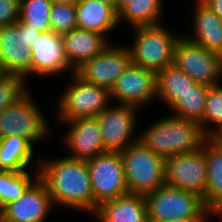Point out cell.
I'll return each instance as SVG.
<instances>
[{
  "instance_id": "1",
  "label": "cell",
  "mask_w": 222,
  "mask_h": 222,
  "mask_svg": "<svg viewBox=\"0 0 222 222\" xmlns=\"http://www.w3.org/2000/svg\"><path fill=\"white\" fill-rule=\"evenodd\" d=\"M38 177L46 185L55 207L94 214V196L86 160L60 157L39 159Z\"/></svg>"
},
{
  "instance_id": "2",
  "label": "cell",
  "mask_w": 222,
  "mask_h": 222,
  "mask_svg": "<svg viewBox=\"0 0 222 222\" xmlns=\"http://www.w3.org/2000/svg\"><path fill=\"white\" fill-rule=\"evenodd\" d=\"M208 138L199 123L172 114L152 122L138 140L166 160L200 149Z\"/></svg>"
},
{
  "instance_id": "3",
  "label": "cell",
  "mask_w": 222,
  "mask_h": 222,
  "mask_svg": "<svg viewBox=\"0 0 222 222\" xmlns=\"http://www.w3.org/2000/svg\"><path fill=\"white\" fill-rule=\"evenodd\" d=\"M169 29L163 23L133 28L134 41L127 46L131 62L156 74L173 64L175 46L182 35Z\"/></svg>"
},
{
  "instance_id": "4",
  "label": "cell",
  "mask_w": 222,
  "mask_h": 222,
  "mask_svg": "<svg viewBox=\"0 0 222 222\" xmlns=\"http://www.w3.org/2000/svg\"><path fill=\"white\" fill-rule=\"evenodd\" d=\"M128 193L147 195L165 185V160L139 140L121 152Z\"/></svg>"
},
{
  "instance_id": "5",
  "label": "cell",
  "mask_w": 222,
  "mask_h": 222,
  "mask_svg": "<svg viewBox=\"0 0 222 222\" xmlns=\"http://www.w3.org/2000/svg\"><path fill=\"white\" fill-rule=\"evenodd\" d=\"M71 76V83L57 101L56 117L60 122L96 117L111 104L108 89L86 82L75 72Z\"/></svg>"
},
{
  "instance_id": "6",
  "label": "cell",
  "mask_w": 222,
  "mask_h": 222,
  "mask_svg": "<svg viewBox=\"0 0 222 222\" xmlns=\"http://www.w3.org/2000/svg\"><path fill=\"white\" fill-rule=\"evenodd\" d=\"M40 33L20 20L0 27V74L31 76L30 47Z\"/></svg>"
},
{
  "instance_id": "7",
  "label": "cell",
  "mask_w": 222,
  "mask_h": 222,
  "mask_svg": "<svg viewBox=\"0 0 222 222\" xmlns=\"http://www.w3.org/2000/svg\"><path fill=\"white\" fill-rule=\"evenodd\" d=\"M32 98L29 91L0 113V138L16 135L24 137L33 145L50 135V124Z\"/></svg>"
},
{
  "instance_id": "8",
  "label": "cell",
  "mask_w": 222,
  "mask_h": 222,
  "mask_svg": "<svg viewBox=\"0 0 222 222\" xmlns=\"http://www.w3.org/2000/svg\"><path fill=\"white\" fill-rule=\"evenodd\" d=\"M148 222H172L198 216L205 208L204 200L190 192L167 185L144 196Z\"/></svg>"
},
{
  "instance_id": "9",
  "label": "cell",
  "mask_w": 222,
  "mask_h": 222,
  "mask_svg": "<svg viewBox=\"0 0 222 222\" xmlns=\"http://www.w3.org/2000/svg\"><path fill=\"white\" fill-rule=\"evenodd\" d=\"M86 163L94 196V213L101 203L128 194L121 152L105 151Z\"/></svg>"
},
{
  "instance_id": "10",
  "label": "cell",
  "mask_w": 222,
  "mask_h": 222,
  "mask_svg": "<svg viewBox=\"0 0 222 222\" xmlns=\"http://www.w3.org/2000/svg\"><path fill=\"white\" fill-rule=\"evenodd\" d=\"M173 64L197 84L221 85L222 57L184 36L176 43Z\"/></svg>"
},
{
  "instance_id": "11",
  "label": "cell",
  "mask_w": 222,
  "mask_h": 222,
  "mask_svg": "<svg viewBox=\"0 0 222 222\" xmlns=\"http://www.w3.org/2000/svg\"><path fill=\"white\" fill-rule=\"evenodd\" d=\"M165 185L206 198L207 166L205 143L189 153L175 154L165 160Z\"/></svg>"
},
{
  "instance_id": "12",
  "label": "cell",
  "mask_w": 222,
  "mask_h": 222,
  "mask_svg": "<svg viewBox=\"0 0 222 222\" xmlns=\"http://www.w3.org/2000/svg\"><path fill=\"white\" fill-rule=\"evenodd\" d=\"M139 110L140 108L132 105L113 104L96 116L105 151L122 152L138 141L139 137L134 138L133 135L136 134L134 131Z\"/></svg>"
},
{
  "instance_id": "13",
  "label": "cell",
  "mask_w": 222,
  "mask_h": 222,
  "mask_svg": "<svg viewBox=\"0 0 222 222\" xmlns=\"http://www.w3.org/2000/svg\"><path fill=\"white\" fill-rule=\"evenodd\" d=\"M130 63L131 56L127 45L115 46L110 40L100 54L84 62L75 73L86 82L110 91Z\"/></svg>"
},
{
  "instance_id": "14",
  "label": "cell",
  "mask_w": 222,
  "mask_h": 222,
  "mask_svg": "<svg viewBox=\"0 0 222 222\" xmlns=\"http://www.w3.org/2000/svg\"><path fill=\"white\" fill-rule=\"evenodd\" d=\"M110 98L142 109L157 98L156 73L131 62L110 90Z\"/></svg>"
},
{
  "instance_id": "15",
  "label": "cell",
  "mask_w": 222,
  "mask_h": 222,
  "mask_svg": "<svg viewBox=\"0 0 222 222\" xmlns=\"http://www.w3.org/2000/svg\"><path fill=\"white\" fill-rule=\"evenodd\" d=\"M30 48L32 49L31 77L46 78L67 71L70 74L75 72L65 56L61 34H56L52 30L41 32Z\"/></svg>"
},
{
  "instance_id": "16",
  "label": "cell",
  "mask_w": 222,
  "mask_h": 222,
  "mask_svg": "<svg viewBox=\"0 0 222 222\" xmlns=\"http://www.w3.org/2000/svg\"><path fill=\"white\" fill-rule=\"evenodd\" d=\"M54 206L46 185L37 177L18 200L4 206L5 222H46Z\"/></svg>"
},
{
  "instance_id": "17",
  "label": "cell",
  "mask_w": 222,
  "mask_h": 222,
  "mask_svg": "<svg viewBox=\"0 0 222 222\" xmlns=\"http://www.w3.org/2000/svg\"><path fill=\"white\" fill-rule=\"evenodd\" d=\"M61 123L68 125V131L62 138V143H65L72 153L67 157L89 160L105 152L97 117L79 118Z\"/></svg>"
},
{
  "instance_id": "18",
  "label": "cell",
  "mask_w": 222,
  "mask_h": 222,
  "mask_svg": "<svg viewBox=\"0 0 222 222\" xmlns=\"http://www.w3.org/2000/svg\"><path fill=\"white\" fill-rule=\"evenodd\" d=\"M62 38L65 56L74 71L100 54L110 43L104 35L80 28L62 34Z\"/></svg>"
},
{
  "instance_id": "19",
  "label": "cell",
  "mask_w": 222,
  "mask_h": 222,
  "mask_svg": "<svg viewBox=\"0 0 222 222\" xmlns=\"http://www.w3.org/2000/svg\"><path fill=\"white\" fill-rule=\"evenodd\" d=\"M194 3V36H183L222 57V20L200 0Z\"/></svg>"
},
{
  "instance_id": "20",
  "label": "cell",
  "mask_w": 222,
  "mask_h": 222,
  "mask_svg": "<svg viewBox=\"0 0 222 222\" xmlns=\"http://www.w3.org/2000/svg\"><path fill=\"white\" fill-rule=\"evenodd\" d=\"M93 215L98 222H148L144 196L130 193L101 203Z\"/></svg>"
},
{
  "instance_id": "21",
  "label": "cell",
  "mask_w": 222,
  "mask_h": 222,
  "mask_svg": "<svg viewBox=\"0 0 222 222\" xmlns=\"http://www.w3.org/2000/svg\"><path fill=\"white\" fill-rule=\"evenodd\" d=\"M76 7L77 28L95 31L108 37L119 26L115 10L97 0H78Z\"/></svg>"
},
{
  "instance_id": "22",
  "label": "cell",
  "mask_w": 222,
  "mask_h": 222,
  "mask_svg": "<svg viewBox=\"0 0 222 222\" xmlns=\"http://www.w3.org/2000/svg\"><path fill=\"white\" fill-rule=\"evenodd\" d=\"M205 158L207 187L204 203L222 220V147L211 138L205 141Z\"/></svg>"
},
{
  "instance_id": "23",
  "label": "cell",
  "mask_w": 222,
  "mask_h": 222,
  "mask_svg": "<svg viewBox=\"0 0 222 222\" xmlns=\"http://www.w3.org/2000/svg\"><path fill=\"white\" fill-rule=\"evenodd\" d=\"M33 146L24 137L16 135L0 138V170L23 172L31 169Z\"/></svg>"
},
{
  "instance_id": "24",
  "label": "cell",
  "mask_w": 222,
  "mask_h": 222,
  "mask_svg": "<svg viewBox=\"0 0 222 222\" xmlns=\"http://www.w3.org/2000/svg\"><path fill=\"white\" fill-rule=\"evenodd\" d=\"M195 84L186 73L171 64L156 74V97L170 108Z\"/></svg>"
},
{
  "instance_id": "25",
  "label": "cell",
  "mask_w": 222,
  "mask_h": 222,
  "mask_svg": "<svg viewBox=\"0 0 222 222\" xmlns=\"http://www.w3.org/2000/svg\"><path fill=\"white\" fill-rule=\"evenodd\" d=\"M163 4V0H131L118 13V23L126 22L132 28L160 24L164 15Z\"/></svg>"
},
{
  "instance_id": "26",
  "label": "cell",
  "mask_w": 222,
  "mask_h": 222,
  "mask_svg": "<svg viewBox=\"0 0 222 222\" xmlns=\"http://www.w3.org/2000/svg\"><path fill=\"white\" fill-rule=\"evenodd\" d=\"M208 89V86L196 83L181 95L169 109L174 112L172 114L175 116L201 125Z\"/></svg>"
},
{
  "instance_id": "27",
  "label": "cell",
  "mask_w": 222,
  "mask_h": 222,
  "mask_svg": "<svg viewBox=\"0 0 222 222\" xmlns=\"http://www.w3.org/2000/svg\"><path fill=\"white\" fill-rule=\"evenodd\" d=\"M33 170L23 172L0 170V205L3 207L12 201L18 200L27 187L38 177L39 160ZM35 169V170H34ZM34 175V176H33Z\"/></svg>"
},
{
  "instance_id": "28",
  "label": "cell",
  "mask_w": 222,
  "mask_h": 222,
  "mask_svg": "<svg viewBox=\"0 0 222 222\" xmlns=\"http://www.w3.org/2000/svg\"><path fill=\"white\" fill-rule=\"evenodd\" d=\"M51 0H20L19 20L40 32L51 31Z\"/></svg>"
},
{
  "instance_id": "29",
  "label": "cell",
  "mask_w": 222,
  "mask_h": 222,
  "mask_svg": "<svg viewBox=\"0 0 222 222\" xmlns=\"http://www.w3.org/2000/svg\"><path fill=\"white\" fill-rule=\"evenodd\" d=\"M214 126V127H213ZM222 127V84L208 89L201 128L210 138Z\"/></svg>"
},
{
  "instance_id": "30",
  "label": "cell",
  "mask_w": 222,
  "mask_h": 222,
  "mask_svg": "<svg viewBox=\"0 0 222 222\" xmlns=\"http://www.w3.org/2000/svg\"><path fill=\"white\" fill-rule=\"evenodd\" d=\"M26 82V78L21 75L0 74V113L30 91Z\"/></svg>"
},
{
  "instance_id": "31",
  "label": "cell",
  "mask_w": 222,
  "mask_h": 222,
  "mask_svg": "<svg viewBox=\"0 0 222 222\" xmlns=\"http://www.w3.org/2000/svg\"><path fill=\"white\" fill-rule=\"evenodd\" d=\"M51 30L56 34H65L77 28L75 4L52 3L50 10Z\"/></svg>"
},
{
  "instance_id": "32",
  "label": "cell",
  "mask_w": 222,
  "mask_h": 222,
  "mask_svg": "<svg viewBox=\"0 0 222 222\" xmlns=\"http://www.w3.org/2000/svg\"><path fill=\"white\" fill-rule=\"evenodd\" d=\"M20 0H0V27L19 20Z\"/></svg>"
},
{
  "instance_id": "33",
  "label": "cell",
  "mask_w": 222,
  "mask_h": 222,
  "mask_svg": "<svg viewBox=\"0 0 222 222\" xmlns=\"http://www.w3.org/2000/svg\"><path fill=\"white\" fill-rule=\"evenodd\" d=\"M213 215L218 217L215 212L209 210L208 208H205L198 216L185 219H178L172 222H208L211 218L210 216L213 217Z\"/></svg>"
},
{
  "instance_id": "34",
  "label": "cell",
  "mask_w": 222,
  "mask_h": 222,
  "mask_svg": "<svg viewBox=\"0 0 222 222\" xmlns=\"http://www.w3.org/2000/svg\"><path fill=\"white\" fill-rule=\"evenodd\" d=\"M222 20V0H200Z\"/></svg>"
},
{
  "instance_id": "35",
  "label": "cell",
  "mask_w": 222,
  "mask_h": 222,
  "mask_svg": "<svg viewBox=\"0 0 222 222\" xmlns=\"http://www.w3.org/2000/svg\"><path fill=\"white\" fill-rule=\"evenodd\" d=\"M131 0H115L114 10L118 14Z\"/></svg>"
},
{
  "instance_id": "36",
  "label": "cell",
  "mask_w": 222,
  "mask_h": 222,
  "mask_svg": "<svg viewBox=\"0 0 222 222\" xmlns=\"http://www.w3.org/2000/svg\"><path fill=\"white\" fill-rule=\"evenodd\" d=\"M214 141H222V127L218 129L211 137Z\"/></svg>"
},
{
  "instance_id": "37",
  "label": "cell",
  "mask_w": 222,
  "mask_h": 222,
  "mask_svg": "<svg viewBox=\"0 0 222 222\" xmlns=\"http://www.w3.org/2000/svg\"><path fill=\"white\" fill-rule=\"evenodd\" d=\"M51 2L57 4H76L78 0H51Z\"/></svg>"
},
{
  "instance_id": "38",
  "label": "cell",
  "mask_w": 222,
  "mask_h": 222,
  "mask_svg": "<svg viewBox=\"0 0 222 222\" xmlns=\"http://www.w3.org/2000/svg\"><path fill=\"white\" fill-rule=\"evenodd\" d=\"M97 1H100L101 3L107 4V5L111 6L114 9L115 0H97Z\"/></svg>"
},
{
  "instance_id": "39",
  "label": "cell",
  "mask_w": 222,
  "mask_h": 222,
  "mask_svg": "<svg viewBox=\"0 0 222 222\" xmlns=\"http://www.w3.org/2000/svg\"><path fill=\"white\" fill-rule=\"evenodd\" d=\"M0 222H5L4 207L0 205Z\"/></svg>"
}]
</instances>
